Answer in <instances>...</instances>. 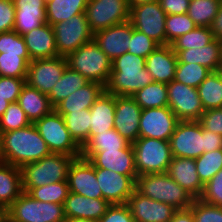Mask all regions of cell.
Masks as SVG:
<instances>
[{
	"label": "cell",
	"instance_id": "25",
	"mask_svg": "<svg viewBox=\"0 0 222 222\" xmlns=\"http://www.w3.org/2000/svg\"><path fill=\"white\" fill-rule=\"evenodd\" d=\"M31 61L58 56L53 26L45 22L22 35Z\"/></svg>",
	"mask_w": 222,
	"mask_h": 222
},
{
	"label": "cell",
	"instance_id": "23",
	"mask_svg": "<svg viewBox=\"0 0 222 222\" xmlns=\"http://www.w3.org/2000/svg\"><path fill=\"white\" fill-rule=\"evenodd\" d=\"M111 204L103 198H87L69 192L64 202V214L68 218L92 219L98 221Z\"/></svg>",
	"mask_w": 222,
	"mask_h": 222
},
{
	"label": "cell",
	"instance_id": "10",
	"mask_svg": "<svg viewBox=\"0 0 222 222\" xmlns=\"http://www.w3.org/2000/svg\"><path fill=\"white\" fill-rule=\"evenodd\" d=\"M166 16L157 0L130 7L129 21L133 28L145 33L159 45H166Z\"/></svg>",
	"mask_w": 222,
	"mask_h": 222
},
{
	"label": "cell",
	"instance_id": "35",
	"mask_svg": "<svg viewBox=\"0 0 222 222\" xmlns=\"http://www.w3.org/2000/svg\"><path fill=\"white\" fill-rule=\"evenodd\" d=\"M132 97L141 109L168 106L167 84L154 81L137 91Z\"/></svg>",
	"mask_w": 222,
	"mask_h": 222
},
{
	"label": "cell",
	"instance_id": "6",
	"mask_svg": "<svg viewBox=\"0 0 222 222\" xmlns=\"http://www.w3.org/2000/svg\"><path fill=\"white\" fill-rule=\"evenodd\" d=\"M132 147L138 175L167 172L173 158L169 141L139 137Z\"/></svg>",
	"mask_w": 222,
	"mask_h": 222
},
{
	"label": "cell",
	"instance_id": "34",
	"mask_svg": "<svg viewBox=\"0 0 222 222\" xmlns=\"http://www.w3.org/2000/svg\"><path fill=\"white\" fill-rule=\"evenodd\" d=\"M71 137L82 148L89 141L90 109L62 114Z\"/></svg>",
	"mask_w": 222,
	"mask_h": 222
},
{
	"label": "cell",
	"instance_id": "20",
	"mask_svg": "<svg viewBox=\"0 0 222 222\" xmlns=\"http://www.w3.org/2000/svg\"><path fill=\"white\" fill-rule=\"evenodd\" d=\"M134 222H169L177 210L172 205L147 198L137 190L126 203Z\"/></svg>",
	"mask_w": 222,
	"mask_h": 222
},
{
	"label": "cell",
	"instance_id": "3",
	"mask_svg": "<svg viewBox=\"0 0 222 222\" xmlns=\"http://www.w3.org/2000/svg\"><path fill=\"white\" fill-rule=\"evenodd\" d=\"M136 190L147 198L170 204L177 210L190 208L195 199L167 172L138 175Z\"/></svg>",
	"mask_w": 222,
	"mask_h": 222
},
{
	"label": "cell",
	"instance_id": "32",
	"mask_svg": "<svg viewBox=\"0 0 222 222\" xmlns=\"http://www.w3.org/2000/svg\"><path fill=\"white\" fill-rule=\"evenodd\" d=\"M88 0H50L46 3V22L53 26L68 21L78 14H85Z\"/></svg>",
	"mask_w": 222,
	"mask_h": 222
},
{
	"label": "cell",
	"instance_id": "41",
	"mask_svg": "<svg viewBox=\"0 0 222 222\" xmlns=\"http://www.w3.org/2000/svg\"><path fill=\"white\" fill-rule=\"evenodd\" d=\"M211 72V70L199 64L177 63L174 80L197 88Z\"/></svg>",
	"mask_w": 222,
	"mask_h": 222
},
{
	"label": "cell",
	"instance_id": "45",
	"mask_svg": "<svg viewBox=\"0 0 222 222\" xmlns=\"http://www.w3.org/2000/svg\"><path fill=\"white\" fill-rule=\"evenodd\" d=\"M30 124L31 122L19 103H10L5 113L0 117V133L21 129Z\"/></svg>",
	"mask_w": 222,
	"mask_h": 222
},
{
	"label": "cell",
	"instance_id": "21",
	"mask_svg": "<svg viewBox=\"0 0 222 222\" xmlns=\"http://www.w3.org/2000/svg\"><path fill=\"white\" fill-rule=\"evenodd\" d=\"M132 36V24L130 21L113 25L96 31L93 39L99 48L113 61L116 57L128 51Z\"/></svg>",
	"mask_w": 222,
	"mask_h": 222
},
{
	"label": "cell",
	"instance_id": "2",
	"mask_svg": "<svg viewBox=\"0 0 222 222\" xmlns=\"http://www.w3.org/2000/svg\"><path fill=\"white\" fill-rule=\"evenodd\" d=\"M154 82L146 69V58L124 53L112 61V70L105 91L115 96H133Z\"/></svg>",
	"mask_w": 222,
	"mask_h": 222
},
{
	"label": "cell",
	"instance_id": "8",
	"mask_svg": "<svg viewBox=\"0 0 222 222\" xmlns=\"http://www.w3.org/2000/svg\"><path fill=\"white\" fill-rule=\"evenodd\" d=\"M34 125L51 153L66 154L75 158L81 157V147L71 137L65 126L63 116L55 109L37 120Z\"/></svg>",
	"mask_w": 222,
	"mask_h": 222
},
{
	"label": "cell",
	"instance_id": "18",
	"mask_svg": "<svg viewBox=\"0 0 222 222\" xmlns=\"http://www.w3.org/2000/svg\"><path fill=\"white\" fill-rule=\"evenodd\" d=\"M67 183L69 191L87 198H103L102 191L96 179L95 167L85 158H75L71 163Z\"/></svg>",
	"mask_w": 222,
	"mask_h": 222
},
{
	"label": "cell",
	"instance_id": "46",
	"mask_svg": "<svg viewBox=\"0 0 222 222\" xmlns=\"http://www.w3.org/2000/svg\"><path fill=\"white\" fill-rule=\"evenodd\" d=\"M0 53H3V55L30 57L22 35L15 30L0 33Z\"/></svg>",
	"mask_w": 222,
	"mask_h": 222
},
{
	"label": "cell",
	"instance_id": "17",
	"mask_svg": "<svg viewBox=\"0 0 222 222\" xmlns=\"http://www.w3.org/2000/svg\"><path fill=\"white\" fill-rule=\"evenodd\" d=\"M95 168L115 171L126 176H138L135 167V154L130 143L120 150H103L100 152H81Z\"/></svg>",
	"mask_w": 222,
	"mask_h": 222
},
{
	"label": "cell",
	"instance_id": "37",
	"mask_svg": "<svg viewBox=\"0 0 222 222\" xmlns=\"http://www.w3.org/2000/svg\"><path fill=\"white\" fill-rule=\"evenodd\" d=\"M23 191L35 200L63 205L70 192L67 180L50 183L42 187H23Z\"/></svg>",
	"mask_w": 222,
	"mask_h": 222
},
{
	"label": "cell",
	"instance_id": "31",
	"mask_svg": "<svg viewBox=\"0 0 222 222\" xmlns=\"http://www.w3.org/2000/svg\"><path fill=\"white\" fill-rule=\"evenodd\" d=\"M23 192L21 169L0 163V204L9 208Z\"/></svg>",
	"mask_w": 222,
	"mask_h": 222
},
{
	"label": "cell",
	"instance_id": "7",
	"mask_svg": "<svg viewBox=\"0 0 222 222\" xmlns=\"http://www.w3.org/2000/svg\"><path fill=\"white\" fill-rule=\"evenodd\" d=\"M8 217L14 222H61L64 205L38 201L23 192L8 208Z\"/></svg>",
	"mask_w": 222,
	"mask_h": 222
},
{
	"label": "cell",
	"instance_id": "58",
	"mask_svg": "<svg viewBox=\"0 0 222 222\" xmlns=\"http://www.w3.org/2000/svg\"><path fill=\"white\" fill-rule=\"evenodd\" d=\"M8 218V208L0 204V222H7Z\"/></svg>",
	"mask_w": 222,
	"mask_h": 222
},
{
	"label": "cell",
	"instance_id": "42",
	"mask_svg": "<svg viewBox=\"0 0 222 222\" xmlns=\"http://www.w3.org/2000/svg\"><path fill=\"white\" fill-rule=\"evenodd\" d=\"M195 162L199 179L205 185L222 169V148L211 152H204L195 159Z\"/></svg>",
	"mask_w": 222,
	"mask_h": 222
},
{
	"label": "cell",
	"instance_id": "49",
	"mask_svg": "<svg viewBox=\"0 0 222 222\" xmlns=\"http://www.w3.org/2000/svg\"><path fill=\"white\" fill-rule=\"evenodd\" d=\"M203 202L222 207V169L204 185V190L199 198Z\"/></svg>",
	"mask_w": 222,
	"mask_h": 222
},
{
	"label": "cell",
	"instance_id": "43",
	"mask_svg": "<svg viewBox=\"0 0 222 222\" xmlns=\"http://www.w3.org/2000/svg\"><path fill=\"white\" fill-rule=\"evenodd\" d=\"M196 27L197 25L187 13L167 15L165 22L166 45H170L178 37L194 30Z\"/></svg>",
	"mask_w": 222,
	"mask_h": 222
},
{
	"label": "cell",
	"instance_id": "36",
	"mask_svg": "<svg viewBox=\"0 0 222 222\" xmlns=\"http://www.w3.org/2000/svg\"><path fill=\"white\" fill-rule=\"evenodd\" d=\"M204 110L222 108V77L216 72H211L197 87Z\"/></svg>",
	"mask_w": 222,
	"mask_h": 222
},
{
	"label": "cell",
	"instance_id": "26",
	"mask_svg": "<svg viewBox=\"0 0 222 222\" xmlns=\"http://www.w3.org/2000/svg\"><path fill=\"white\" fill-rule=\"evenodd\" d=\"M177 62V54L171 45H159L146 58V69L155 82L168 84L174 80Z\"/></svg>",
	"mask_w": 222,
	"mask_h": 222
},
{
	"label": "cell",
	"instance_id": "4",
	"mask_svg": "<svg viewBox=\"0 0 222 222\" xmlns=\"http://www.w3.org/2000/svg\"><path fill=\"white\" fill-rule=\"evenodd\" d=\"M74 159V156L51 153L39 161L23 165L20 168L22 186L42 187L67 180L68 170Z\"/></svg>",
	"mask_w": 222,
	"mask_h": 222
},
{
	"label": "cell",
	"instance_id": "63",
	"mask_svg": "<svg viewBox=\"0 0 222 222\" xmlns=\"http://www.w3.org/2000/svg\"><path fill=\"white\" fill-rule=\"evenodd\" d=\"M220 75H221V77H222V62H221V64L219 65V68H218V71H217Z\"/></svg>",
	"mask_w": 222,
	"mask_h": 222
},
{
	"label": "cell",
	"instance_id": "27",
	"mask_svg": "<svg viewBox=\"0 0 222 222\" xmlns=\"http://www.w3.org/2000/svg\"><path fill=\"white\" fill-rule=\"evenodd\" d=\"M173 51L177 54V63L199 64L212 72L218 71L222 62V42L216 38L201 48Z\"/></svg>",
	"mask_w": 222,
	"mask_h": 222
},
{
	"label": "cell",
	"instance_id": "47",
	"mask_svg": "<svg viewBox=\"0 0 222 222\" xmlns=\"http://www.w3.org/2000/svg\"><path fill=\"white\" fill-rule=\"evenodd\" d=\"M128 46V53L147 58L159 44L132 26V36Z\"/></svg>",
	"mask_w": 222,
	"mask_h": 222
},
{
	"label": "cell",
	"instance_id": "13",
	"mask_svg": "<svg viewBox=\"0 0 222 222\" xmlns=\"http://www.w3.org/2000/svg\"><path fill=\"white\" fill-rule=\"evenodd\" d=\"M67 66V59L63 56L32 60L28 65L26 83L49 95Z\"/></svg>",
	"mask_w": 222,
	"mask_h": 222
},
{
	"label": "cell",
	"instance_id": "12",
	"mask_svg": "<svg viewBox=\"0 0 222 222\" xmlns=\"http://www.w3.org/2000/svg\"><path fill=\"white\" fill-rule=\"evenodd\" d=\"M168 107L179 121H198L204 113V107L197 88H193L175 80L167 84Z\"/></svg>",
	"mask_w": 222,
	"mask_h": 222
},
{
	"label": "cell",
	"instance_id": "56",
	"mask_svg": "<svg viewBox=\"0 0 222 222\" xmlns=\"http://www.w3.org/2000/svg\"><path fill=\"white\" fill-rule=\"evenodd\" d=\"M214 38L222 42V3L218 9V13L210 25Z\"/></svg>",
	"mask_w": 222,
	"mask_h": 222
},
{
	"label": "cell",
	"instance_id": "16",
	"mask_svg": "<svg viewBox=\"0 0 222 222\" xmlns=\"http://www.w3.org/2000/svg\"><path fill=\"white\" fill-rule=\"evenodd\" d=\"M96 179L103 194V199L110 204H125L136 190L138 176H126L115 171L95 168Z\"/></svg>",
	"mask_w": 222,
	"mask_h": 222
},
{
	"label": "cell",
	"instance_id": "11",
	"mask_svg": "<svg viewBox=\"0 0 222 222\" xmlns=\"http://www.w3.org/2000/svg\"><path fill=\"white\" fill-rule=\"evenodd\" d=\"M85 15L90 30L95 33L129 21L130 7L127 0H88Z\"/></svg>",
	"mask_w": 222,
	"mask_h": 222
},
{
	"label": "cell",
	"instance_id": "44",
	"mask_svg": "<svg viewBox=\"0 0 222 222\" xmlns=\"http://www.w3.org/2000/svg\"><path fill=\"white\" fill-rule=\"evenodd\" d=\"M30 57L3 55L0 53V76L26 79Z\"/></svg>",
	"mask_w": 222,
	"mask_h": 222
},
{
	"label": "cell",
	"instance_id": "14",
	"mask_svg": "<svg viewBox=\"0 0 222 222\" xmlns=\"http://www.w3.org/2000/svg\"><path fill=\"white\" fill-rule=\"evenodd\" d=\"M169 142L174 157L196 159L204 153V135L198 121H179Z\"/></svg>",
	"mask_w": 222,
	"mask_h": 222
},
{
	"label": "cell",
	"instance_id": "30",
	"mask_svg": "<svg viewBox=\"0 0 222 222\" xmlns=\"http://www.w3.org/2000/svg\"><path fill=\"white\" fill-rule=\"evenodd\" d=\"M17 102L31 123H35L54 110L48 95L30 87L27 83L22 87Z\"/></svg>",
	"mask_w": 222,
	"mask_h": 222
},
{
	"label": "cell",
	"instance_id": "50",
	"mask_svg": "<svg viewBox=\"0 0 222 222\" xmlns=\"http://www.w3.org/2000/svg\"><path fill=\"white\" fill-rule=\"evenodd\" d=\"M25 83L26 79L0 76V96L5 98L9 103L17 102Z\"/></svg>",
	"mask_w": 222,
	"mask_h": 222
},
{
	"label": "cell",
	"instance_id": "60",
	"mask_svg": "<svg viewBox=\"0 0 222 222\" xmlns=\"http://www.w3.org/2000/svg\"><path fill=\"white\" fill-rule=\"evenodd\" d=\"M61 222H97L92 219H79V218H68L65 217Z\"/></svg>",
	"mask_w": 222,
	"mask_h": 222
},
{
	"label": "cell",
	"instance_id": "29",
	"mask_svg": "<svg viewBox=\"0 0 222 222\" xmlns=\"http://www.w3.org/2000/svg\"><path fill=\"white\" fill-rule=\"evenodd\" d=\"M104 91V85L90 81L87 85L80 87L76 92L66 97L54 109L60 115L90 109Z\"/></svg>",
	"mask_w": 222,
	"mask_h": 222
},
{
	"label": "cell",
	"instance_id": "51",
	"mask_svg": "<svg viewBox=\"0 0 222 222\" xmlns=\"http://www.w3.org/2000/svg\"><path fill=\"white\" fill-rule=\"evenodd\" d=\"M97 222H134L128 205L111 204Z\"/></svg>",
	"mask_w": 222,
	"mask_h": 222
},
{
	"label": "cell",
	"instance_id": "24",
	"mask_svg": "<svg viewBox=\"0 0 222 222\" xmlns=\"http://www.w3.org/2000/svg\"><path fill=\"white\" fill-rule=\"evenodd\" d=\"M167 174L195 199L201 197L204 184L197 174L195 159L173 156Z\"/></svg>",
	"mask_w": 222,
	"mask_h": 222
},
{
	"label": "cell",
	"instance_id": "28",
	"mask_svg": "<svg viewBox=\"0 0 222 222\" xmlns=\"http://www.w3.org/2000/svg\"><path fill=\"white\" fill-rule=\"evenodd\" d=\"M90 113L91 127L89 140L98 133H103L114 128L115 95L104 91L90 108Z\"/></svg>",
	"mask_w": 222,
	"mask_h": 222
},
{
	"label": "cell",
	"instance_id": "9",
	"mask_svg": "<svg viewBox=\"0 0 222 222\" xmlns=\"http://www.w3.org/2000/svg\"><path fill=\"white\" fill-rule=\"evenodd\" d=\"M58 56L67 57L82 45L93 40L94 33L89 28L85 14H78L68 21L53 25Z\"/></svg>",
	"mask_w": 222,
	"mask_h": 222
},
{
	"label": "cell",
	"instance_id": "1",
	"mask_svg": "<svg viewBox=\"0 0 222 222\" xmlns=\"http://www.w3.org/2000/svg\"><path fill=\"white\" fill-rule=\"evenodd\" d=\"M1 144L4 162L19 168L51 154L34 123L1 133Z\"/></svg>",
	"mask_w": 222,
	"mask_h": 222
},
{
	"label": "cell",
	"instance_id": "55",
	"mask_svg": "<svg viewBox=\"0 0 222 222\" xmlns=\"http://www.w3.org/2000/svg\"><path fill=\"white\" fill-rule=\"evenodd\" d=\"M204 135V152H211L222 148V135L210 132L202 128Z\"/></svg>",
	"mask_w": 222,
	"mask_h": 222
},
{
	"label": "cell",
	"instance_id": "39",
	"mask_svg": "<svg viewBox=\"0 0 222 222\" xmlns=\"http://www.w3.org/2000/svg\"><path fill=\"white\" fill-rule=\"evenodd\" d=\"M221 3L222 0H192L187 14L197 26L210 27Z\"/></svg>",
	"mask_w": 222,
	"mask_h": 222
},
{
	"label": "cell",
	"instance_id": "61",
	"mask_svg": "<svg viewBox=\"0 0 222 222\" xmlns=\"http://www.w3.org/2000/svg\"><path fill=\"white\" fill-rule=\"evenodd\" d=\"M157 0H127L129 7L136 6L142 3H151Z\"/></svg>",
	"mask_w": 222,
	"mask_h": 222
},
{
	"label": "cell",
	"instance_id": "33",
	"mask_svg": "<svg viewBox=\"0 0 222 222\" xmlns=\"http://www.w3.org/2000/svg\"><path fill=\"white\" fill-rule=\"evenodd\" d=\"M89 82L87 78L67 66L62 77L57 81L48 95L51 105L55 108L66 97L76 92L80 87L87 85Z\"/></svg>",
	"mask_w": 222,
	"mask_h": 222
},
{
	"label": "cell",
	"instance_id": "57",
	"mask_svg": "<svg viewBox=\"0 0 222 222\" xmlns=\"http://www.w3.org/2000/svg\"><path fill=\"white\" fill-rule=\"evenodd\" d=\"M169 222H194L192 210L190 208L176 210Z\"/></svg>",
	"mask_w": 222,
	"mask_h": 222
},
{
	"label": "cell",
	"instance_id": "62",
	"mask_svg": "<svg viewBox=\"0 0 222 222\" xmlns=\"http://www.w3.org/2000/svg\"><path fill=\"white\" fill-rule=\"evenodd\" d=\"M3 153H2V144H1V133H0V163H3Z\"/></svg>",
	"mask_w": 222,
	"mask_h": 222
},
{
	"label": "cell",
	"instance_id": "54",
	"mask_svg": "<svg viewBox=\"0 0 222 222\" xmlns=\"http://www.w3.org/2000/svg\"><path fill=\"white\" fill-rule=\"evenodd\" d=\"M167 15L185 14L188 11V0H158Z\"/></svg>",
	"mask_w": 222,
	"mask_h": 222
},
{
	"label": "cell",
	"instance_id": "59",
	"mask_svg": "<svg viewBox=\"0 0 222 222\" xmlns=\"http://www.w3.org/2000/svg\"><path fill=\"white\" fill-rule=\"evenodd\" d=\"M9 104L10 103L7 100H5V98L0 96V117L5 113Z\"/></svg>",
	"mask_w": 222,
	"mask_h": 222
},
{
	"label": "cell",
	"instance_id": "19",
	"mask_svg": "<svg viewBox=\"0 0 222 222\" xmlns=\"http://www.w3.org/2000/svg\"><path fill=\"white\" fill-rule=\"evenodd\" d=\"M141 112L132 96H115L114 129L131 144L139 138Z\"/></svg>",
	"mask_w": 222,
	"mask_h": 222
},
{
	"label": "cell",
	"instance_id": "48",
	"mask_svg": "<svg viewBox=\"0 0 222 222\" xmlns=\"http://www.w3.org/2000/svg\"><path fill=\"white\" fill-rule=\"evenodd\" d=\"M194 216V222H222V207L194 199L190 207Z\"/></svg>",
	"mask_w": 222,
	"mask_h": 222
},
{
	"label": "cell",
	"instance_id": "38",
	"mask_svg": "<svg viewBox=\"0 0 222 222\" xmlns=\"http://www.w3.org/2000/svg\"><path fill=\"white\" fill-rule=\"evenodd\" d=\"M130 142L122 137L116 129L94 135L82 148L81 152H100L103 150H120L126 148Z\"/></svg>",
	"mask_w": 222,
	"mask_h": 222
},
{
	"label": "cell",
	"instance_id": "53",
	"mask_svg": "<svg viewBox=\"0 0 222 222\" xmlns=\"http://www.w3.org/2000/svg\"><path fill=\"white\" fill-rule=\"evenodd\" d=\"M15 11L12 0H0V33L14 29Z\"/></svg>",
	"mask_w": 222,
	"mask_h": 222
},
{
	"label": "cell",
	"instance_id": "40",
	"mask_svg": "<svg viewBox=\"0 0 222 222\" xmlns=\"http://www.w3.org/2000/svg\"><path fill=\"white\" fill-rule=\"evenodd\" d=\"M214 39L210 27L197 26L194 30L178 37L170 45L173 50H186L190 48H201Z\"/></svg>",
	"mask_w": 222,
	"mask_h": 222
},
{
	"label": "cell",
	"instance_id": "22",
	"mask_svg": "<svg viewBox=\"0 0 222 222\" xmlns=\"http://www.w3.org/2000/svg\"><path fill=\"white\" fill-rule=\"evenodd\" d=\"M14 3V29L23 35L46 22V2L44 0H12Z\"/></svg>",
	"mask_w": 222,
	"mask_h": 222
},
{
	"label": "cell",
	"instance_id": "52",
	"mask_svg": "<svg viewBox=\"0 0 222 222\" xmlns=\"http://www.w3.org/2000/svg\"><path fill=\"white\" fill-rule=\"evenodd\" d=\"M198 122L202 128L222 135V108L210 109L204 111Z\"/></svg>",
	"mask_w": 222,
	"mask_h": 222
},
{
	"label": "cell",
	"instance_id": "5",
	"mask_svg": "<svg viewBox=\"0 0 222 222\" xmlns=\"http://www.w3.org/2000/svg\"><path fill=\"white\" fill-rule=\"evenodd\" d=\"M66 59L68 67L89 81L107 85L112 70V61L99 48L94 39L70 53Z\"/></svg>",
	"mask_w": 222,
	"mask_h": 222
},
{
	"label": "cell",
	"instance_id": "15",
	"mask_svg": "<svg viewBox=\"0 0 222 222\" xmlns=\"http://www.w3.org/2000/svg\"><path fill=\"white\" fill-rule=\"evenodd\" d=\"M178 122V118L168 106L142 109L139 137L169 141Z\"/></svg>",
	"mask_w": 222,
	"mask_h": 222
}]
</instances>
